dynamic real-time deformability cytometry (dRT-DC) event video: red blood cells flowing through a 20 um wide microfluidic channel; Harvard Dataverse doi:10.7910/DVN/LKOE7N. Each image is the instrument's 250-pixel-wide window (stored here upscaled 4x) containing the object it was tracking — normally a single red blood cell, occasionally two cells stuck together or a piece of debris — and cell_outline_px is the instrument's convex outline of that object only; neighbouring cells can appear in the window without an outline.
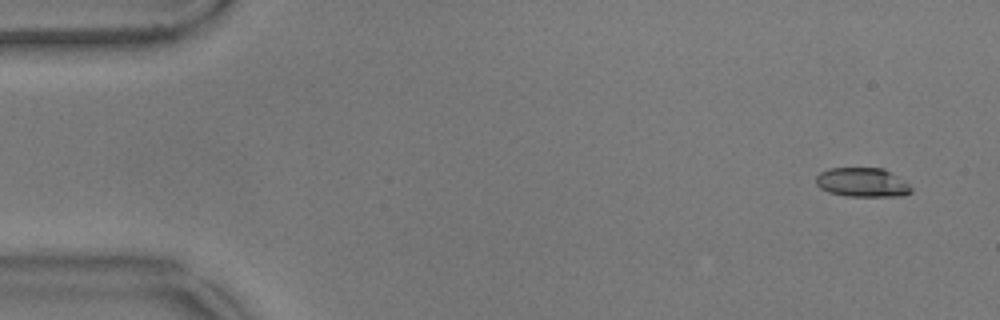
{"species": "common noctule bat (a hibernating species)", "species_latin": "Nyctalus noctula", "temperature_condition": "warm", "stored_images_in_passage": 54, "camera_frame_rate_fps": 3000, "um_per_image_px": 0.085, "animal": {"sex": "male", "body_mass_g": 17.9}, "frame": {"image": 1, "passage_image": 1, "time_ms": 0.0, "image_size_px": [1000, 320], "cell_outline_px": [[912, 192], [904, 196], [844, 196], [828, 192], [820, 188], [816, 184], [816, 176], [820, 172], [828, 168], [884, 168], [908, 184], [912, 188]], "centroid_in_image_um": [73.27, 15.51], "position_along_channel_um": 11.7, "area_um2": 16.24}}
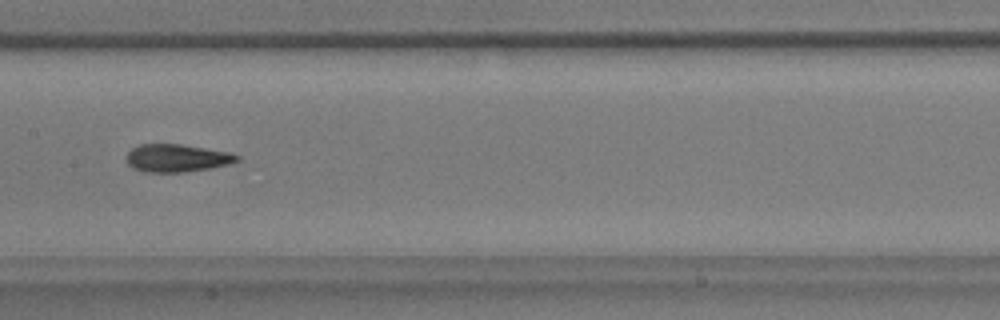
{"frame": {"image": 2, "passage_image": 26, "time_ms": 8.333, "image_size_px": [1000, 320], "cell_outline_px": [[240, 160], [228, 164], [208, 168], [184, 172], [144, 172], [132, 168], [124, 160], [124, 156], [132, 148], [140, 144], [180, 144], [232, 152], [240, 156]], "centroid_in_image_um": [15.0, 13.43], "position_along_channel_um": 192.4, "area_um2": 18.09}}
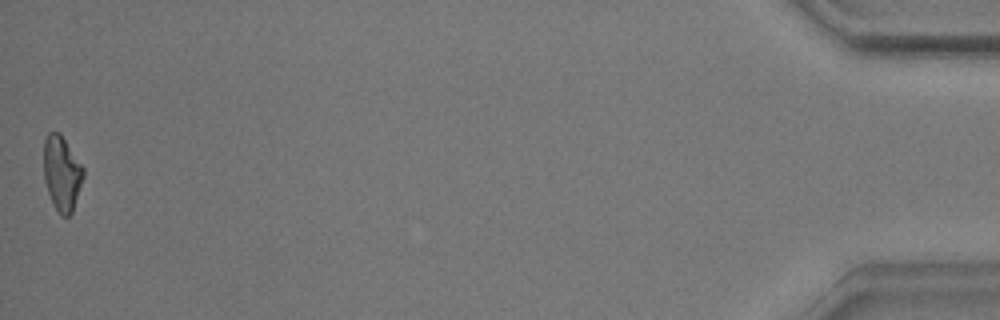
{"frame": {"image": 3, "passage_image": 54, "time_ms": 17.667, "image_size_px": [1000, 320], "cell_outline_px": [[84, 176], [72, 212], [68, 216], [60, 216], [48, 192], [44, 180], [44, 140], [48, 132], [60, 132], [84, 168]], "centroid_in_image_um": [5.26, 14.7], "position_along_channel_um": 429.9, "area_um2": 17.17}, "authors_computed_cell_mechanics": {"area_um2": 17.4845, "velocity_mm_per_s": 3.5821, "shape_relaxation_time_tau1_ms": null, "shape_relaxation_time_tau2_ms": 3.4112, "deformation_change_tau1": null, "deformation_change_tau2": 0.1267}}